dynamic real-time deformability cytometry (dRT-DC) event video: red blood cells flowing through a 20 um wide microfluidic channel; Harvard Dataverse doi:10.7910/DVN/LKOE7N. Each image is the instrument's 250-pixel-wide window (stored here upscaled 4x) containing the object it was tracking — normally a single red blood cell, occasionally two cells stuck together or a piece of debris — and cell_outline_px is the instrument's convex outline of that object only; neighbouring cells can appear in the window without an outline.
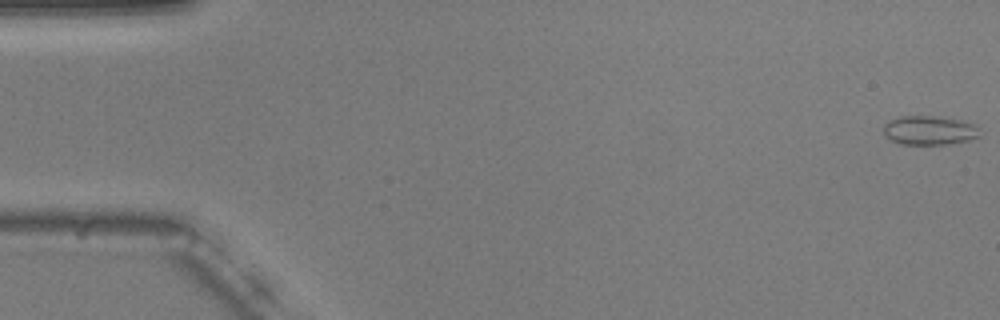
{"species": "common noctule bat (a hibernating species)", "species_latin": "Nyctalus noctula", "temperature_condition": "warm", "stored_images_in_passage": 48, "camera_frame_rate_fps": 3000, "um_per_image_px": 0.085, "animal": {"sex": "male", "body_mass_g": 20.5, "forearm_length_mm": 52.5}, "frame": {"image": 1, "passage_image": 1, "time_ms": 0.0, "image_size_px": [1000, 320], "cell_outline_px": [[980, 136], [968, 140], [948, 144], [900, 144], [884, 136], [884, 124], [888, 120], [900, 116], [932, 116], [960, 120], [972, 124], [976, 128]], "centroid_in_image_um": [78.93, 11.08], "position_along_channel_um": 6.1, "area_um2": 16.13}}
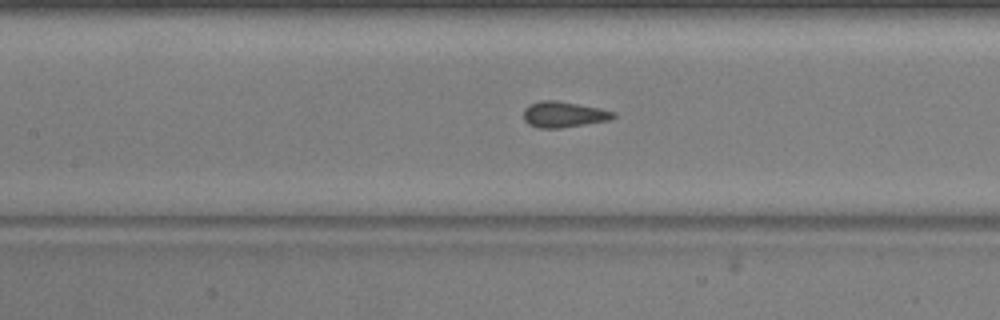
{"frame": {"image": 2, "passage_image": 25, "time_ms": 8.0, "image_size_px": [1000, 320], "cell_outline_px": [[616, 116], [608, 120], [560, 128], [540, 128], [528, 124], [524, 120], [524, 108], [528, 104], [540, 100], [556, 100], [600, 108], [616, 112]], "centroid_in_image_um": [47.88, 9.71], "position_along_channel_um": 159.5, "area_um2": 13.53}}
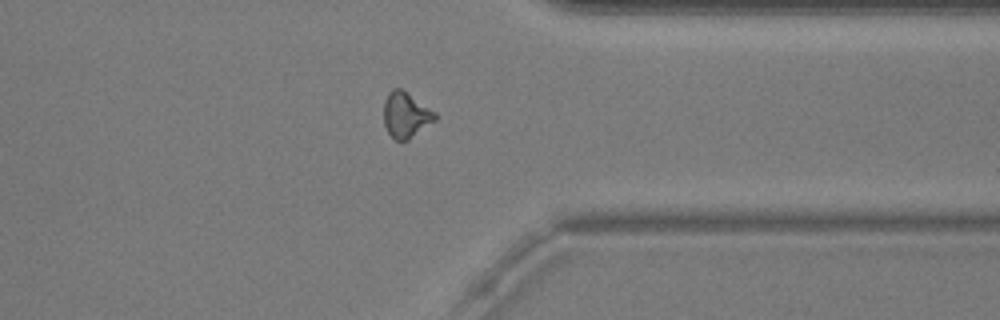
{"frame": {"image": 3, "passage_image": 43, "time_ms": 14.0, "image_size_px": [1000, 320], "cell_outline_px": [[436, 120], [408, 140], [396, 140], [388, 132], [384, 124], [384, 100], [388, 92], [392, 88], [400, 88], [436, 112]], "centroid_in_image_um": [34.49, 9.76], "position_along_channel_um": 376.9, "area_um2": 13.53}}